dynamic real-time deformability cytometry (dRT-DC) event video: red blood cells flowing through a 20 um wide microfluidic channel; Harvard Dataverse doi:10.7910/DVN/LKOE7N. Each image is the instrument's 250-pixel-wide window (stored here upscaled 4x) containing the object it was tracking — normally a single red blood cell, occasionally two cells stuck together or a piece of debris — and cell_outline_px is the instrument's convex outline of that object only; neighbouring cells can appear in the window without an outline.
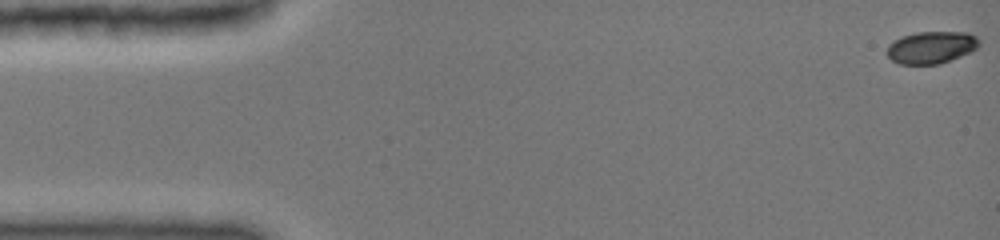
{"species": "common noctule bat (a hibernating species)", "species_latin": "Nyctalus noctula", "temperature_condition": "cold", "stored_images_in_passage": 41, "camera_frame_rate_fps": 3000, "um_per_image_px": 0.085, "animal": {"sex": "female", "body_mass_g": 19.0, "forearm_length_mm": 51.5}, "frame": {"image": 1, "passage_image": 1, "time_ms": 0.0, "image_size_px": [1000, 240], "cell_outline_px": [[980, 44], [976, 48], [960, 56], [936, 64], [900, 64], [892, 60], [888, 56], [888, 48], [896, 40], [904, 36], [916, 32], [968, 32], [976, 36], [980, 40]], "centroid_in_image_um": [79.2, 4.02], "position_along_channel_um": 5.8, "area_um2": 16.88}}
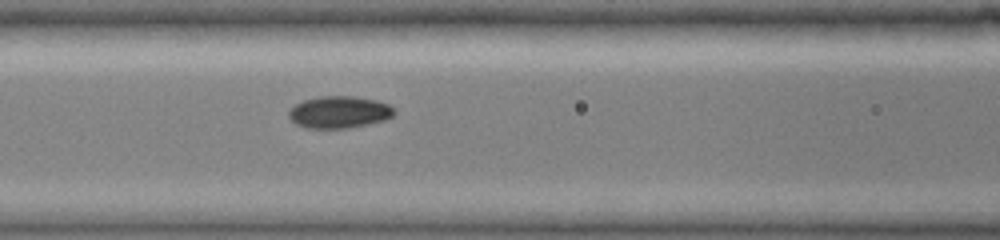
{"frame": {"image": 2, "passage_image": 18, "time_ms": 6.667, "image_size_px": [1000, 240], "cell_outline_px": [[396, 112], [392, 116], [384, 120], [368, 124], [348, 128], [308, 128], [296, 124], [288, 116], [288, 112], [296, 104], [304, 100], [320, 96], [352, 96], [376, 100], [388, 104]], "centroid_in_image_um": [28.83, 9.53], "position_along_channel_um": 137.8, "area_um2": 19.54}}
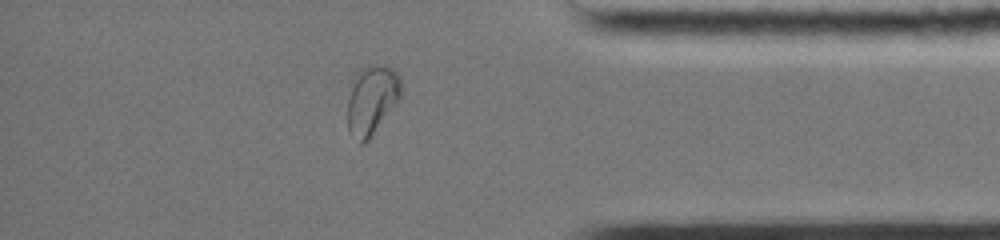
{"frame": {"image": 3, "passage_image": 35, "time_ms": 13.667, "image_size_px": [1000, 240], "cell_outline_px": [[400, 100], [368, 140], [364, 144], [360, 144], [348, 132], [348, 96], [356, 72], [360, 68], [368, 64], [376, 64], [392, 68], [400, 76]], "centroid_in_image_um": [31.59, 8.48], "position_along_channel_um": 403.6, "area_um2": 21.79}, "authors_computed_cell_mechanics": {"area_um2": 19.1896, "velocity_mm_per_s": 3.9379, "shape_relaxation_time_tau1_ms": 9.9819, "shape_relaxation_time_tau2_ms": 1.229, "deformation_change_tau1": 0.2406, "deformation_change_tau2": 0.0286}}